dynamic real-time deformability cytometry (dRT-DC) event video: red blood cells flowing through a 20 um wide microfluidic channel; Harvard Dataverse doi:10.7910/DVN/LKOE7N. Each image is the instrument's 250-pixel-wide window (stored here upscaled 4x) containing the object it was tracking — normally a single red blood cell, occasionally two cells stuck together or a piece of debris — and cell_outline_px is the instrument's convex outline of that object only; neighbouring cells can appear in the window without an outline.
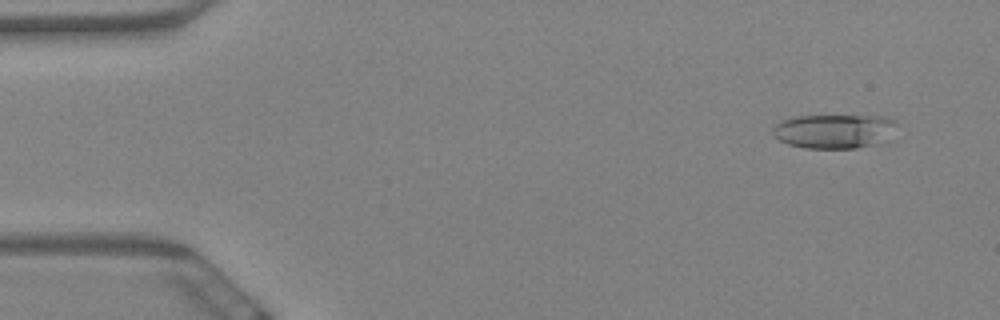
{"species": "Egyptian fruit bat (a non-hibernating species)", "species_latin": "Rousettus aegyptiacus", "temperature_condition": "warm", "stored_images_in_passage": 58, "camera_frame_rate_fps": 3000, "um_per_image_px": 0.085, "animal": {"sex": "female"}, "frame": {"image": 1, "passage_image": 4, "time_ms": 1.0, "image_size_px": [1000, 320], "cell_outline_px": [[896, 140], [884, 144], [856, 148], [804, 148], [788, 144], [772, 136], [772, 128], [780, 120], [796, 116], [884, 116], [896, 120]], "centroid_in_image_um": [71.03, 11.17], "position_along_channel_um": 14.0, "area_um2": 25.72}}
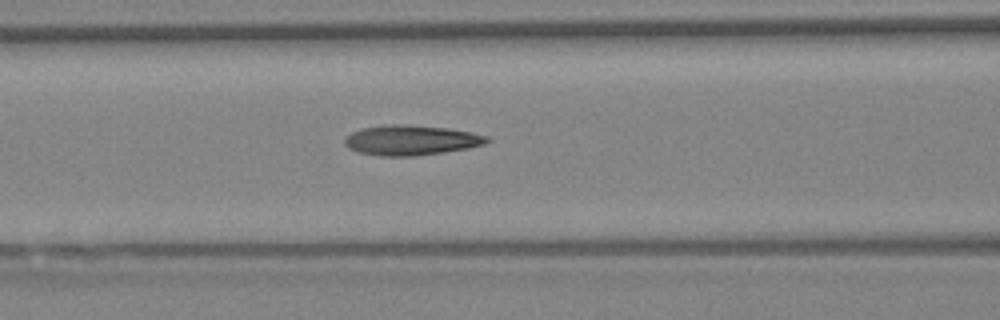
{"frame": {"image": 2, "passage_image": 24, "time_ms": 7.667, "image_size_px": [1000, 320], "cell_outline_px": [[492, 140], [484, 144], [468, 148], [444, 152], [416, 156], [380, 156], [360, 152], [348, 148], [344, 144], [344, 140], [352, 132], [364, 128], [392, 124], [400, 124], [448, 128], [472, 132], [488, 136]], "centroid_in_image_um": [34.98, 11.92], "position_along_channel_um": 131.6, "area_um2": 24.8}}
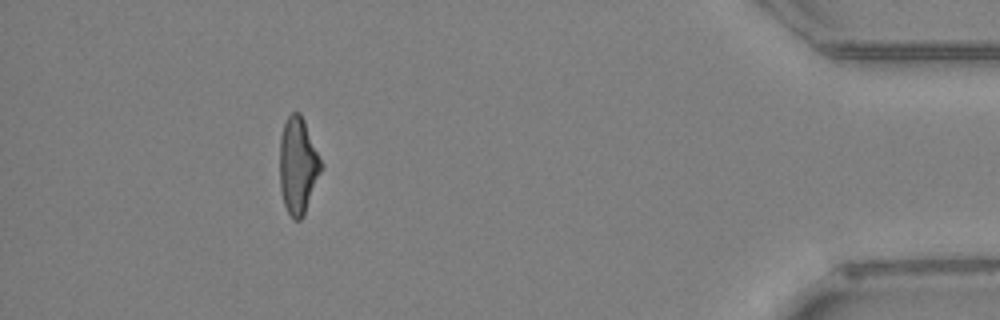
{"frame": {"image": 3, "passage_image": 53, "time_ms": 17.333, "image_size_px": [1000, 320], "cell_outline_px": [[324, 168], [304, 216], [300, 220], [292, 220], [284, 204], [280, 188], [280, 136], [284, 124], [288, 116], [292, 112], [300, 112], [304, 120], [324, 164]], "centroid_in_image_um": [25.36, 14.11], "position_along_channel_um": 409.8, "area_um2": 23.81}, "authors_computed_cell_mechanics": {"area_um2": 23.7847, "velocity_mm_per_s": 3.479, "shape_relaxation_time_tau1_ms": null, "shape_relaxation_time_tau2_ms": 3.3856, "deformation_change_tau1": null, "deformation_change_tau2": 0.1437}}